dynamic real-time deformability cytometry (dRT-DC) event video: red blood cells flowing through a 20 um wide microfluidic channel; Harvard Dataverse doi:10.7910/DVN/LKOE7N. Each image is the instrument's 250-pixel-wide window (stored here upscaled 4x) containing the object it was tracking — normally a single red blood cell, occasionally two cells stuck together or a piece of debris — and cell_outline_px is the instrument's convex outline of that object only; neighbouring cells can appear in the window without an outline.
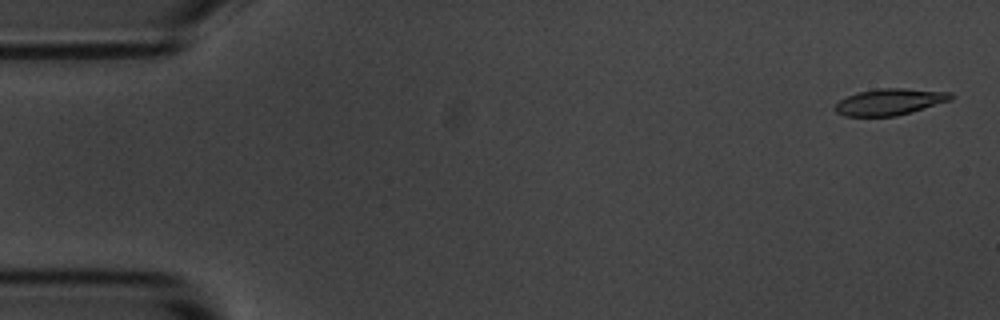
{"species": "common noctule bat (a hibernating species)", "species_latin": "Nyctalus noctula", "temperature_condition": "room temperature", "stored_images_in_passage": 5, "camera_frame_rate_fps": 3000, "um_per_image_px": 0.085, "animal": {"sex": "male", "body_mass_g": 20.1, "forearm_length_mm": 53.5}, "frame": {"image": 1, "passage_image": 1, "time_ms": 0.0, "image_size_px": [1000, 320], "cell_outline_px": [[952, 100], [912, 112], [896, 116], [844, 116], [836, 112], [832, 108], [840, 100], [856, 92], [876, 88], [904, 88], [952, 92]], "centroid_in_image_um": [75.62, 8.65], "position_along_channel_um": 9.4, "area_um2": 18.03}}
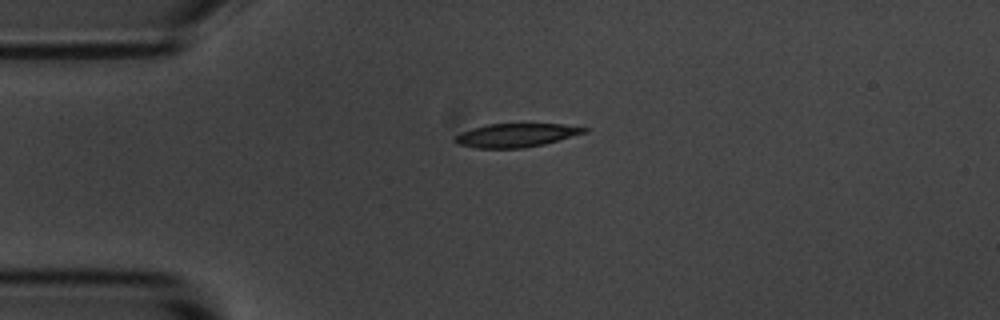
{"frame": {"image": 2, "passage_image": 4, "time_ms": 3.667, "image_size_px": [1000, 320], "cell_outline_px": [[588, 132], [544, 144], [524, 148], [476, 148], [456, 144], [452, 140], [460, 132], [472, 128], [488, 124], [564, 124], [588, 128]], "centroid_in_image_um": [43.84, 11.5], "position_along_channel_um": 41.2, "area_um2": 17.86}}